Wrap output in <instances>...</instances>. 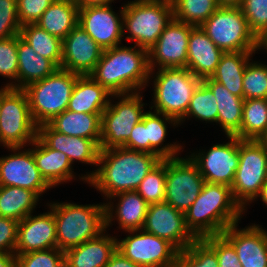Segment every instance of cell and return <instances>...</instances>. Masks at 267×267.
Wrapping results in <instances>:
<instances>
[{
  "label": "cell",
  "mask_w": 267,
  "mask_h": 267,
  "mask_svg": "<svg viewBox=\"0 0 267 267\" xmlns=\"http://www.w3.org/2000/svg\"><path fill=\"white\" fill-rule=\"evenodd\" d=\"M259 141L267 148V129L265 133L261 136Z\"/></svg>",
  "instance_id": "cell-56"
},
{
  "label": "cell",
  "mask_w": 267,
  "mask_h": 267,
  "mask_svg": "<svg viewBox=\"0 0 267 267\" xmlns=\"http://www.w3.org/2000/svg\"><path fill=\"white\" fill-rule=\"evenodd\" d=\"M37 137L48 147L67 155L69 161L98 164L100 146L92 139L67 136L54 130L48 123L38 126Z\"/></svg>",
  "instance_id": "cell-22"
},
{
  "label": "cell",
  "mask_w": 267,
  "mask_h": 267,
  "mask_svg": "<svg viewBox=\"0 0 267 267\" xmlns=\"http://www.w3.org/2000/svg\"><path fill=\"white\" fill-rule=\"evenodd\" d=\"M154 83L155 112L179 124L185 118L194 91L201 83L187 68H159Z\"/></svg>",
  "instance_id": "cell-6"
},
{
  "label": "cell",
  "mask_w": 267,
  "mask_h": 267,
  "mask_svg": "<svg viewBox=\"0 0 267 267\" xmlns=\"http://www.w3.org/2000/svg\"><path fill=\"white\" fill-rule=\"evenodd\" d=\"M243 0H217L220 7H240Z\"/></svg>",
  "instance_id": "cell-53"
},
{
  "label": "cell",
  "mask_w": 267,
  "mask_h": 267,
  "mask_svg": "<svg viewBox=\"0 0 267 267\" xmlns=\"http://www.w3.org/2000/svg\"><path fill=\"white\" fill-rule=\"evenodd\" d=\"M267 180V148L259 140L239 139V165L231 186L234 200L244 204L258 197Z\"/></svg>",
  "instance_id": "cell-10"
},
{
  "label": "cell",
  "mask_w": 267,
  "mask_h": 267,
  "mask_svg": "<svg viewBox=\"0 0 267 267\" xmlns=\"http://www.w3.org/2000/svg\"><path fill=\"white\" fill-rule=\"evenodd\" d=\"M260 47H265L267 49V33L263 36V38L259 41Z\"/></svg>",
  "instance_id": "cell-55"
},
{
  "label": "cell",
  "mask_w": 267,
  "mask_h": 267,
  "mask_svg": "<svg viewBox=\"0 0 267 267\" xmlns=\"http://www.w3.org/2000/svg\"><path fill=\"white\" fill-rule=\"evenodd\" d=\"M102 234L65 251V267H104L117 250V239Z\"/></svg>",
  "instance_id": "cell-24"
},
{
  "label": "cell",
  "mask_w": 267,
  "mask_h": 267,
  "mask_svg": "<svg viewBox=\"0 0 267 267\" xmlns=\"http://www.w3.org/2000/svg\"><path fill=\"white\" fill-rule=\"evenodd\" d=\"M50 207L56 223L57 248L63 252L101 235L113 218L111 204L53 203Z\"/></svg>",
  "instance_id": "cell-4"
},
{
  "label": "cell",
  "mask_w": 267,
  "mask_h": 267,
  "mask_svg": "<svg viewBox=\"0 0 267 267\" xmlns=\"http://www.w3.org/2000/svg\"><path fill=\"white\" fill-rule=\"evenodd\" d=\"M258 196H261L263 203H265L267 205V180L263 184Z\"/></svg>",
  "instance_id": "cell-54"
},
{
  "label": "cell",
  "mask_w": 267,
  "mask_h": 267,
  "mask_svg": "<svg viewBox=\"0 0 267 267\" xmlns=\"http://www.w3.org/2000/svg\"><path fill=\"white\" fill-rule=\"evenodd\" d=\"M166 195L164 202L185 213L197 199L205 180L189 158L166 159Z\"/></svg>",
  "instance_id": "cell-12"
},
{
  "label": "cell",
  "mask_w": 267,
  "mask_h": 267,
  "mask_svg": "<svg viewBox=\"0 0 267 267\" xmlns=\"http://www.w3.org/2000/svg\"><path fill=\"white\" fill-rule=\"evenodd\" d=\"M101 115L65 110L56 115L48 124L59 133L92 139L100 146Z\"/></svg>",
  "instance_id": "cell-29"
},
{
  "label": "cell",
  "mask_w": 267,
  "mask_h": 267,
  "mask_svg": "<svg viewBox=\"0 0 267 267\" xmlns=\"http://www.w3.org/2000/svg\"><path fill=\"white\" fill-rule=\"evenodd\" d=\"M166 159H162L142 180L137 193L148 203H161L166 195Z\"/></svg>",
  "instance_id": "cell-38"
},
{
  "label": "cell",
  "mask_w": 267,
  "mask_h": 267,
  "mask_svg": "<svg viewBox=\"0 0 267 267\" xmlns=\"http://www.w3.org/2000/svg\"><path fill=\"white\" fill-rule=\"evenodd\" d=\"M27 95L23 89L5 86L1 89L0 142L13 151L20 150L37 137Z\"/></svg>",
  "instance_id": "cell-8"
},
{
  "label": "cell",
  "mask_w": 267,
  "mask_h": 267,
  "mask_svg": "<svg viewBox=\"0 0 267 267\" xmlns=\"http://www.w3.org/2000/svg\"><path fill=\"white\" fill-rule=\"evenodd\" d=\"M17 227V220L8 217H0V253H15Z\"/></svg>",
  "instance_id": "cell-48"
},
{
  "label": "cell",
  "mask_w": 267,
  "mask_h": 267,
  "mask_svg": "<svg viewBox=\"0 0 267 267\" xmlns=\"http://www.w3.org/2000/svg\"><path fill=\"white\" fill-rule=\"evenodd\" d=\"M32 145L36 147L32 149L36 166L51 187L73 178L72 163L66 154L48 148L38 137H36Z\"/></svg>",
  "instance_id": "cell-27"
},
{
  "label": "cell",
  "mask_w": 267,
  "mask_h": 267,
  "mask_svg": "<svg viewBox=\"0 0 267 267\" xmlns=\"http://www.w3.org/2000/svg\"><path fill=\"white\" fill-rule=\"evenodd\" d=\"M136 151L147 152V134L145 129V113L142 120L133 127L127 142L122 146Z\"/></svg>",
  "instance_id": "cell-49"
},
{
  "label": "cell",
  "mask_w": 267,
  "mask_h": 267,
  "mask_svg": "<svg viewBox=\"0 0 267 267\" xmlns=\"http://www.w3.org/2000/svg\"><path fill=\"white\" fill-rule=\"evenodd\" d=\"M80 75L57 68L50 76L27 85L25 91L34 122L49 123L67 110L77 78Z\"/></svg>",
  "instance_id": "cell-5"
},
{
  "label": "cell",
  "mask_w": 267,
  "mask_h": 267,
  "mask_svg": "<svg viewBox=\"0 0 267 267\" xmlns=\"http://www.w3.org/2000/svg\"><path fill=\"white\" fill-rule=\"evenodd\" d=\"M115 196L120 198L115 215L118 217L121 228L129 233H135L141 230L145 222L149 204L136 190L117 193L111 196V199Z\"/></svg>",
  "instance_id": "cell-32"
},
{
  "label": "cell",
  "mask_w": 267,
  "mask_h": 267,
  "mask_svg": "<svg viewBox=\"0 0 267 267\" xmlns=\"http://www.w3.org/2000/svg\"><path fill=\"white\" fill-rule=\"evenodd\" d=\"M18 35L0 40V75L17 80Z\"/></svg>",
  "instance_id": "cell-44"
},
{
  "label": "cell",
  "mask_w": 267,
  "mask_h": 267,
  "mask_svg": "<svg viewBox=\"0 0 267 267\" xmlns=\"http://www.w3.org/2000/svg\"><path fill=\"white\" fill-rule=\"evenodd\" d=\"M178 267H219L216 252L203 240L196 239L179 251Z\"/></svg>",
  "instance_id": "cell-40"
},
{
  "label": "cell",
  "mask_w": 267,
  "mask_h": 267,
  "mask_svg": "<svg viewBox=\"0 0 267 267\" xmlns=\"http://www.w3.org/2000/svg\"><path fill=\"white\" fill-rule=\"evenodd\" d=\"M0 186L29 189L38 196L51 188L38 170L31 149L0 158Z\"/></svg>",
  "instance_id": "cell-19"
},
{
  "label": "cell",
  "mask_w": 267,
  "mask_h": 267,
  "mask_svg": "<svg viewBox=\"0 0 267 267\" xmlns=\"http://www.w3.org/2000/svg\"><path fill=\"white\" fill-rule=\"evenodd\" d=\"M103 51V48L77 24L62 40L61 68L80 76L90 75Z\"/></svg>",
  "instance_id": "cell-17"
},
{
  "label": "cell",
  "mask_w": 267,
  "mask_h": 267,
  "mask_svg": "<svg viewBox=\"0 0 267 267\" xmlns=\"http://www.w3.org/2000/svg\"><path fill=\"white\" fill-rule=\"evenodd\" d=\"M242 212L230 186L205 182L197 199L184 213L185 223L197 239H202L221 235L228 226L238 223Z\"/></svg>",
  "instance_id": "cell-2"
},
{
  "label": "cell",
  "mask_w": 267,
  "mask_h": 267,
  "mask_svg": "<svg viewBox=\"0 0 267 267\" xmlns=\"http://www.w3.org/2000/svg\"><path fill=\"white\" fill-rule=\"evenodd\" d=\"M191 114L200 120L217 122L218 106L216 98L203 81L194 91L185 117Z\"/></svg>",
  "instance_id": "cell-39"
},
{
  "label": "cell",
  "mask_w": 267,
  "mask_h": 267,
  "mask_svg": "<svg viewBox=\"0 0 267 267\" xmlns=\"http://www.w3.org/2000/svg\"><path fill=\"white\" fill-rule=\"evenodd\" d=\"M186 68L201 80L211 77L224 53L206 35L200 26L191 30L187 48Z\"/></svg>",
  "instance_id": "cell-23"
},
{
  "label": "cell",
  "mask_w": 267,
  "mask_h": 267,
  "mask_svg": "<svg viewBox=\"0 0 267 267\" xmlns=\"http://www.w3.org/2000/svg\"><path fill=\"white\" fill-rule=\"evenodd\" d=\"M240 8L251 32L260 41L267 33V0H243Z\"/></svg>",
  "instance_id": "cell-43"
},
{
  "label": "cell",
  "mask_w": 267,
  "mask_h": 267,
  "mask_svg": "<svg viewBox=\"0 0 267 267\" xmlns=\"http://www.w3.org/2000/svg\"><path fill=\"white\" fill-rule=\"evenodd\" d=\"M173 18L192 26H201L220 6L217 0H171Z\"/></svg>",
  "instance_id": "cell-36"
},
{
  "label": "cell",
  "mask_w": 267,
  "mask_h": 267,
  "mask_svg": "<svg viewBox=\"0 0 267 267\" xmlns=\"http://www.w3.org/2000/svg\"><path fill=\"white\" fill-rule=\"evenodd\" d=\"M38 197L29 189L0 186V217L23 220L35 208Z\"/></svg>",
  "instance_id": "cell-33"
},
{
  "label": "cell",
  "mask_w": 267,
  "mask_h": 267,
  "mask_svg": "<svg viewBox=\"0 0 267 267\" xmlns=\"http://www.w3.org/2000/svg\"><path fill=\"white\" fill-rule=\"evenodd\" d=\"M112 96L124 97L116 105H112L109 100L101 115L100 150L122 147L145 113L142 109V97L137 92Z\"/></svg>",
  "instance_id": "cell-11"
},
{
  "label": "cell",
  "mask_w": 267,
  "mask_h": 267,
  "mask_svg": "<svg viewBox=\"0 0 267 267\" xmlns=\"http://www.w3.org/2000/svg\"><path fill=\"white\" fill-rule=\"evenodd\" d=\"M15 267H65L64 252L56 247L15 254Z\"/></svg>",
  "instance_id": "cell-42"
},
{
  "label": "cell",
  "mask_w": 267,
  "mask_h": 267,
  "mask_svg": "<svg viewBox=\"0 0 267 267\" xmlns=\"http://www.w3.org/2000/svg\"><path fill=\"white\" fill-rule=\"evenodd\" d=\"M78 8L87 6H107L113 0H71Z\"/></svg>",
  "instance_id": "cell-51"
},
{
  "label": "cell",
  "mask_w": 267,
  "mask_h": 267,
  "mask_svg": "<svg viewBox=\"0 0 267 267\" xmlns=\"http://www.w3.org/2000/svg\"><path fill=\"white\" fill-rule=\"evenodd\" d=\"M57 247L56 223L53 211L18 222L15 254Z\"/></svg>",
  "instance_id": "cell-20"
},
{
  "label": "cell",
  "mask_w": 267,
  "mask_h": 267,
  "mask_svg": "<svg viewBox=\"0 0 267 267\" xmlns=\"http://www.w3.org/2000/svg\"><path fill=\"white\" fill-rule=\"evenodd\" d=\"M200 27L223 52L260 49L240 7H219Z\"/></svg>",
  "instance_id": "cell-9"
},
{
  "label": "cell",
  "mask_w": 267,
  "mask_h": 267,
  "mask_svg": "<svg viewBox=\"0 0 267 267\" xmlns=\"http://www.w3.org/2000/svg\"><path fill=\"white\" fill-rule=\"evenodd\" d=\"M255 51L224 52L211 78L232 94L243 98V76L249 57Z\"/></svg>",
  "instance_id": "cell-30"
},
{
  "label": "cell",
  "mask_w": 267,
  "mask_h": 267,
  "mask_svg": "<svg viewBox=\"0 0 267 267\" xmlns=\"http://www.w3.org/2000/svg\"><path fill=\"white\" fill-rule=\"evenodd\" d=\"M194 27L174 18L171 20L157 42L148 50L150 74L156 63L161 68H186L189 35Z\"/></svg>",
  "instance_id": "cell-15"
},
{
  "label": "cell",
  "mask_w": 267,
  "mask_h": 267,
  "mask_svg": "<svg viewBox=\"0 0 267 267\" xmlns=\"http://www.w3.org/2000/svg\"><path fill=\"white\" fill-rule=\"evenodd\" d=\"M19 35L37 54L48 58L58 68H61L62 39L49 34L36 24L22 26Z\"/></svg>",
  "instance_id": "cell-34"
},
{
  "label": "cell",
  "mask_w": 267,
  "mask_h": 267,
  "mask_svg": "<svg viewBox=\"0 0 267 267\" xmlns=\"http://www.w3.org/2000/svg\"><path fill=\"white\" fill-rule=\"evenodd\" d=\"M202 239L216 252L219 267H242L234 247L222 235Z\"/></svg>",
  "instance_id": "cell-46"
},
{
  "label": "cell",
  "mask_w": 267,
  "mask_h": 267,
  "mask_svg": "<svg viewBox=\"0 0 267 267\" xmlns=\"http://www.w3.org/2000/svg\"><path fill=\"white\" fill-rule=\"evenodd\" d=\"M20 30L17 0H0V40L18 35Z\"/></svg>",
  "instance_id": "cell-45"
},
{
  "label": "cell",
  "mask_w": 267,
  "mask_h": 267,
  "mask_svg": "<svg viewBox=\"0 0 267 267\" xmlns=\"http://www.w3.org/2000/svg\"><path fill=\"white\" fill-rule=\"evenodd\" d=\"M120 14L123 28L131 34L126 39L149 50L173 19V7L171 0H135L124 5Z\"/></svg>",
  "instance_id": "cell-7"
},
{
  "label": "cell",
  "mask_w": 267,
  "mask_h": 267,
  "mask_svg": "<svg viewBox=\"0 0 267 267\" xmlns=\"http://www.w3.org/2000/svg\"><path fill=\"white\" fill-rule=\"evenodd\" d=\"M104 267H140V266L137 263H134L133 261L129 260L121 252L116 250L112 254L109 262Z\"/></svg>",
  "instance_id": "cell-50"
},
{
  "label": "cell",
  "mask_w": 267,
  "mask_h": 267,
  "mask_svg": "<svg viewBox=\"0 0 267 267\" xmlns=\"http://www.w3.org/2000/svg\"><path fill=\"white\" fill-rule=\"evenodd\" d=\"M213 92L218 106L217 122L227 136H234L240 129L244 99L238 97L211 77L202 80Z\"/></svg>",
  "instance_id": "cell-28"
},
{
  "label": "cell",
  "mask_w": 267,
  "mask_h": 267,
  "mask_svg": "<svg viewBox=\"0 0 267 267\" xmlns=\"http://www.w3.org/2000/svg\"><path fill=\"white\" fill-rule=\"evenodd\" d=\"M78 10L71 0H54L36 25L63 40L78 24Z\"/></svg>",
  "instance_id": "cell-31"
},
{
  "label": "cell",
  "mask_w": 267,
  "mask_h": 267,
  "mask_svg": "<svg viewBox=\"0 0 267 267\" xmlns=\"http://www.w3.org/2000/svg\"><path fill=\"white\" fill-rule=\"evenodd\" d=\"M235 249L242 267H267V232L259 226L237 230V223L221 234Z\"/></svg>",
  "instance_id": "cell-21"
},
{
  "label": "cell",
  "mask_w": 267,
  "mask_h": 267,
  "mask_svg": "<svg viewBox=\"0 0 267 267\" xmlns=\"http://www.w3.org/2000/svg\"><path fill=\"white\" fill-rule=\"evenodd\" d=\"M267 129V99H244L241 129L234 135L241 140H259Z\"/></svg>",
  "instance_id": "cell-35"
},
{
  "label": "cell",
  "mask_w": 267,
  "mask_h": 267,
  "mask_svg": "<svg viewBox=\"0 0 267 267\" xmlns=\"http://www.w3.org/2000/svg\"><path fill=\"white\" fill-rule=\"evenodd\" d=\"M18 85L7 87L23 89L27 85L50 76L58 67L48 58L39 55L18 34ZM20 79V80H19Z\"/></svg>",
  "instance_id": "cell-26"
},
{
  "label": "cell",
  "mask_w": 267,
  "mask_h": 267,
  "mask_svg": "<svg viewBox=\"0 0 267 267\" xmlns=\"http://www.w3.org/2000/svg\"><path fill=\"white\" fill-rule=\"evenodd\" d=\"M243 99H267V66L247 64L243 76Z\"/></svg>",
  "instance_id": "cell-41"
},
{
  "label": "cell",
  "mask_w": 267,
  "mask_h": 267,
  "mask_svg": "<svg viewBox=\"0 0 267 267\" xmlns=\"http://www.w3.org/2000/svg\"><path fill=\"white\" fill-rule=\"evenodd\" d=\"M0 267H15V254L0 253Z\"/></svg>",
  "instance_id": "cell-52"
},
{
  "label": "cell",
  "mask_w": 267,
  "mask_h": 267,
  "mask_svg": "<svg viewBox=\"0 0 267 267\" xmlns=\"http://www.w3.org/2000/svg\"><path fill=\"white\" fill-rule=\"evenodd\" d=\"M229 143L216 144L204 155H192L205 182L232 186L239 165V138L227 136Z\"/></svg>",
  "instance_id": "cell-16"
},
{
  "label": "cell",
  "mask_w": 267,
  "mask_h": 267,
  "mask_svg": "<svg viewBox=\"0 0 267 267\" xmlns=\"http://www.w3.org/2000/svg\"><path fill=\"white\" fill-rule=\"evenodd\" d=\"M109 5L87 6L78 10V24L103 50L118 46L124 33L123 21Z\"/></svg>",
  "instance_id": "cell-18"
},
{
  "label": "cell",
  "mask_w": 267,
  "mask_h": 267,
  "mask_svg": "<svg viewBox=\"0 0 267 267\" xmlns=\"http://www.w3.org/2000/svg\"><path fill=\"white\" fill-rule=\"evenodd\" d=\"M162 158L148 152L113 147L100 150L96 172L82 179L100 191L107 198L124 191H134L146 175Z\"/></svg>",
  "instance_id": "cell-1"
},
{
  "label": "cell",
  "mask_w": 267,
  "mask_h": 267,
  "mask_svg": "<svg viewBox=\"0 0 267 267\" xmlns=\"http://www.w3.org/2000/svg\"><path fill=\"white\" fill-rule=\"evenodd\" d=\"M90 76L112 95L133 93L149 79L148 50L118 46L105 49Z\"/></svg>",
  "instance_id": "cell-3"
},
{
  "label": "cell",
  "mask_w": 267,
  "mask_h": 267,
  "mask_svg": "<svg viewBox=\"0 0 267 267\" xmlns=\"http://www.w3.org/2000/svg\"><path fill=\"white\" fill-rule=\"evenodd\" d=\"M54 0H17V14L21 27L36 24Z\"/></svg>",
  "instance_id": "cell-47"
},
{
  "label": "cell",
  "mask_w": 267,
  "mask_h": 267,
  "mask_svg": "<svg viewBox=\"0 0 267 267\" xmlns=\"http://www.w3.org/2000/svg\"><path fill=\"white\" fill-rule=\"evenodd\" d=\"M0 110H1V90H0Z\"/></svg>",
  "instance_id": "cell-57"
},
{
  "label": "cell",
  "mask_w": 267,
  "mask_h": 267,
  "mask_svg": "<svg viewBox=\"0 0 267 267\" xmlns=\"http://www.w3.org/2000/svg\"><path fill=\"white\" fill-rule=\"evenodd\" d=\"M159 112L145 113V129L147 134V152L158 155L162 159L176 158V154L181 149V146L176 144L165 145L159 148L158 146L164 141L167 133L166 122L159 117ZM158 147V148H157Z\"/></svg>",
  "instance_id": "cell-37"
},
{
  "label": "cell",
  "mask_w": 267,
  "mask_h": 267,
  "mask_svg": "<svg viewBox=\"0 0 267 267\" xmlns=\"http://www.w3.org/2000/svg\"><path fill=\"white\" fill-rule=\"evenodd\" d=\"M142 229L169 241L179 251L197 239L186 226L185 214L166 202L149 204Z\"/></svg>",
  "instance_id": "cell-14"
},
{
  "label": "cell",
  "mask_w": 267,
  "mask_h": 267,
  "mask_svg": "<svg viewBox=\"0 0 267 267\" xmlns=\"http://www.w3.org/2000/svg\"><path fill=\"white\" fill-rule=\"evenodd\" d=\"M112 95L90 75L79 76L76 80L67 110L76 113L102 114Z\"/></svg>",
  "instance_id": "cell-25"
},
{
  "label": "cell",
  "mask_w": 267,
  "mask_h": 267,
  "mask_svg": "<svg viewBox=\"0 0 267 267\" xmlns=\"http://www.w3.org/2000/svg\"><path fill=\"white\" fill-rule=\"evenodd\" d=\"M142 230L117 241V250L140 267H178L179 250L169 241Z\"/></svg>",
  "instance_id": "cell-13"
}]
</instances>
